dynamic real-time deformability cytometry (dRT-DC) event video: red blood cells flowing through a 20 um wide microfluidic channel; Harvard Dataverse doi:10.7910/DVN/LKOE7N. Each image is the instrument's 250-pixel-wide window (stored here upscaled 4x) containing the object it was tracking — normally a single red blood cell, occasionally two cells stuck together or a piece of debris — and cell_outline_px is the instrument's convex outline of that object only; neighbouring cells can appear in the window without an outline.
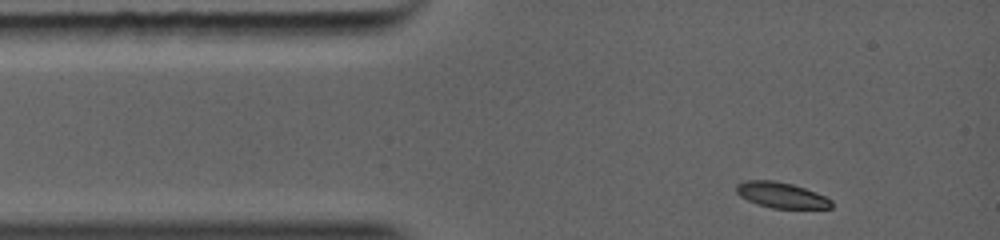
{"species": "common noctule bat (a hibernating species)", "species_latin": "Nyctalus noctula", "temperature_condition": "warm", "stored_images_in_passage": 8, "camera_frame_rate_fps": 5000, "um_per_image_px": 0.085, "animal": {"sex": "female", "body_mass_g": 19.0, "forearm_length_mm": 56.7}, "frame": {"image": 1, "passage_image": 1, "time_ms": 0.0, "image_size_px": [1000, 240], "cell_outline_px": [[832, 208], [772, 208], [756, 204], [740, 196], [736, 192], [736, 184], [744, 180], [776, 180], [792, 184], [816, 192], [832, 200]], "centroid_in_image_um": [66.39, 16.57], "position_along_channel_um": 18.6, "area_um2": 14.28}}
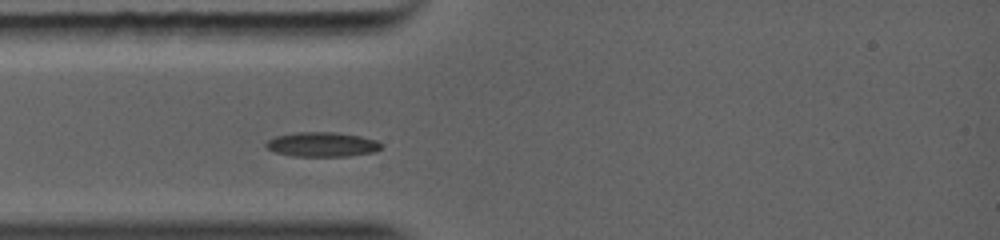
{"frame": {"image": 2, "passage_image": 5, "time_ms": 1.6, "image_size_px": [1000, 240], "cell_outline_px": [[384, 148], [376, 152], [348, 156], [292, 156], [276, 152], [264, 148], [264, 144], [268, 140], [276, 136], [308, 132], [324, 132], [356, 136], [376, 140], [384, 144]], "centroid_in_image_um": [27.4, 12.3], "position_along_channel_um": 57.6, "area_um2": 16.3}}
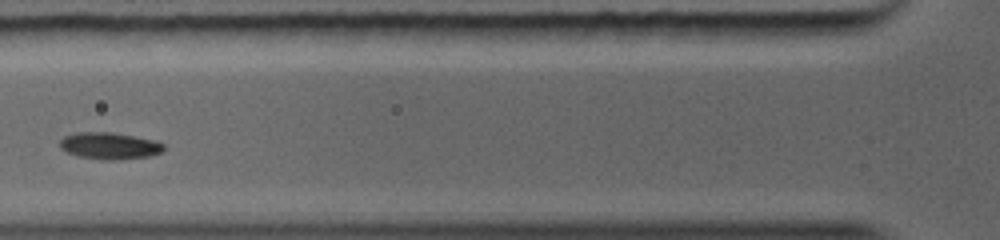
{"frame": {"image": 3, "passage_image": 7, "time_ms": 2.8, "image_size_px": [1000, 240], "cell_outline_px": [[164, 148], [160, 152], [148, 156], [120, 160], [100, 160], [76, 156], [64, 152], [60, 148], [60, 140], [68, 136], [128, 136], [152, 140], [164, 144]], "centroid_in_image_um": [9.34, 12.51], "position_along_channel_um": 116.5, "area_um2": 14.68}}